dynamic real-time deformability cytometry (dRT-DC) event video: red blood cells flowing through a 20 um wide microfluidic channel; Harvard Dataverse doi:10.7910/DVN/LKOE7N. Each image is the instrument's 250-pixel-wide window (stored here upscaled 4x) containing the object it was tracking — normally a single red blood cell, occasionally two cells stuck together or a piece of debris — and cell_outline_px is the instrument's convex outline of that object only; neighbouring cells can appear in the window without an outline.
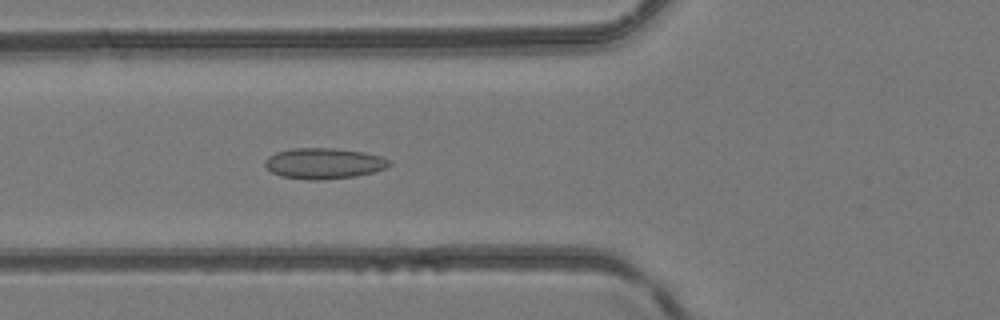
{"species": "common noctule bat (a hibernating species)", "species_latin": "Nyctalus noctula", "temperature_condition": "room temperature", "stored_images_in_passage": 49, "camera_frame_rate_fps": 3000, "um_per_image_px": 0.085, "animal": {"sex": "female", "body_mass_g": 24.6, "forearm_length_mm": 56.2}, "frame": {"image": 1, "passage_image": 19, "time_ms": 6.0, "image_size_px": [1000, 320], "cell_outline_px": [[392, 164], [384, 168], [372, 172], [356, 176], [320, 180], [308, 180], [280, 176], [272, 172], [264, 164], [268, 156], [276, 152], [292, 148], [332, 148], [364, 152], [380, 156], [388, 160]], "centroid_in_image_um": [27.5, 13.89], "position_along_channel_um": 98.3, "area_um2": 22.2}}
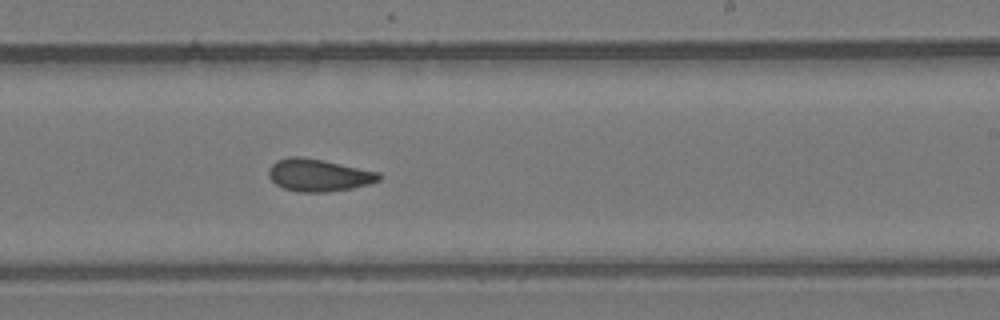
{"frame": {"image": 2, "passage_image": 30, "time_ms": 9.667, "image_size_px": [1000, 320], "cell_outline_px": [[384, 176], [380, 180], [368, 184], [352, 188], [328, 192], [296, 192], [284, 188], [276, 184], [268, 176], [268, 168], [276, 160], [288, 156], [300, 156], [324, 160], [380, 172]], "centroid_in_image_um": [27.09, 14.88], "position_along_channel_um": 261.9, "area_um2": 21.1}}
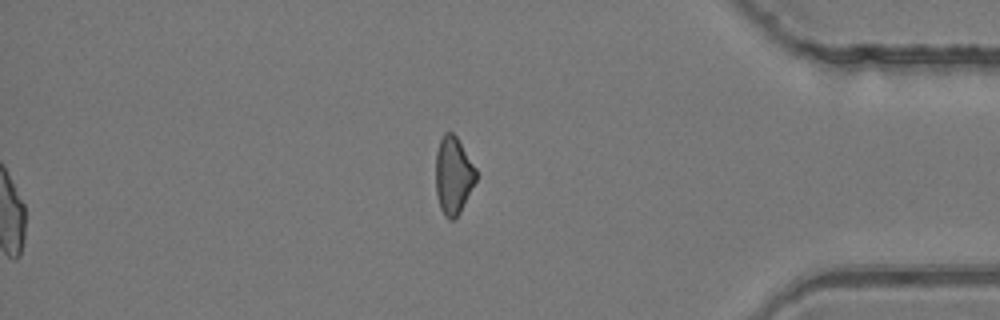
{"frame": {"image": 3, "passage_image": 49, "time_ms": 16.0, "image_size_px": [1000, 320], "cell_outline_px": [[476, 180], [460, 212], [452, 220], [448, 220], [444, 216], [440, 208], [436, 192], [436, 152], [440, 140], [444, 132], [452, 132], [456, 136], [476, 168]], "centroid_in_image_um": [38.52, 14.91], "position_along_channel_um": 396.7, "area_um2": 18.09}}